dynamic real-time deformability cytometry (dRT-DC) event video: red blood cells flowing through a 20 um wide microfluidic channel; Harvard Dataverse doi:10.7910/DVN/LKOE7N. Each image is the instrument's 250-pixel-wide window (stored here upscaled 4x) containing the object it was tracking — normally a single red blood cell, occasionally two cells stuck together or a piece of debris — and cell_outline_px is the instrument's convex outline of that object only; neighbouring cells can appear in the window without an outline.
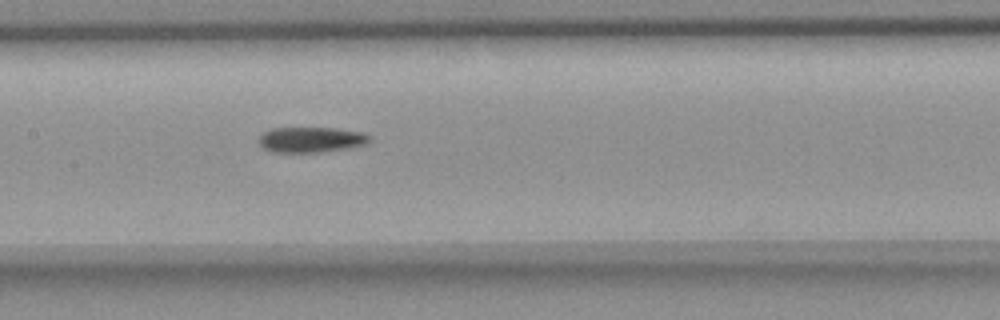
{"species": "common noctule bat (a hibernating species)", "species_latin": "Nyctalus noctula", "temperature_condition": "room temperature", "stored_images_in_passage": 6, "camera_frame_rate_fps": 3000, "um_per_image_px": 0.085, "animal": {"sex": "female", "body_mass_g": 18.4}, "frame": {"image": 1, "passage_image": 6, "time_ms": 5.667, "image_size_px": [1000, 320], "cell_outline_px": [[372, 140], [368, 144], [320, 152], [272, 152], [264, 148], [260, 144], [260, 136], [264, 132], [272, 128], [336, 128], [360, 132], [372, 136]], "centroid_in_image_um": [26.47, 11.87], "position_along_channel_um": 180.9, "area_um2": 16.3}}